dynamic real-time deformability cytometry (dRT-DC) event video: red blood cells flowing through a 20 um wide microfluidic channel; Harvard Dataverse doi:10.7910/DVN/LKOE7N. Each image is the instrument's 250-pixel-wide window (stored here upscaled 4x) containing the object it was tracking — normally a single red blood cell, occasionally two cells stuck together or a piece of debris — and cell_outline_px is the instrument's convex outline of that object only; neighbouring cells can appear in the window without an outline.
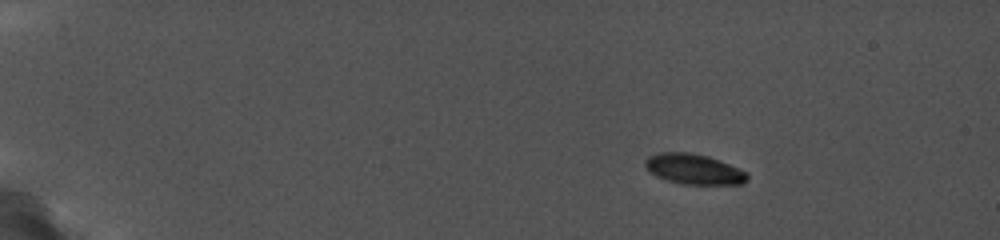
{"species": "common noctule bat (a hibernating species)", "species_latin": "Nyctalus noctula", "temperature_condition": "cold", "stored_images_in_passage": 27, "camera_frame_rate_fps": 5000, "um_per_image_px": 0.085, "animal": {"sex": "female", "body_mass_g": 19.0, "forearm_length_mm": 56.7}, "frame": {"image": 1, "passage_image": 2, "time_ms": 0.8, "image_size_px": [1000, 240], "cell_outline_px": [[748, 180], [744, 184], [680, 184], [656, 176], [644, 164], [652, 156], [664, 152], [684, 152], [704, 156], [728, 164], [748, 172]], "centroid_in_image_um": [59.04, 14.41], "position_along_channel_um": 26.0, "area_um2": 17.46}}
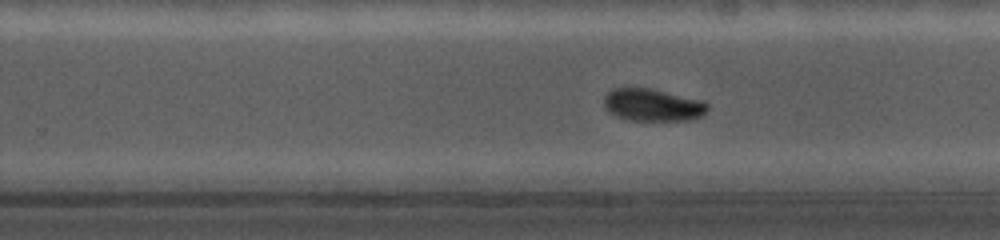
{"frame": {"image": 2, "passage_image": 20, "time_ms": 10.6, "image_size_px": [1000, 240], "cell_outline_px": [[708, 108], [704, 116], [696, 120], [624, 120], [608, 112], [604, 108], [604, 96], [608, 92], [616, 88], [644, 88], [700, 100], [708, 104]], "centroid_in_image_um": [55.46, 8.96], "position_along_channel_um": 274.3, "area_um2": 19.42}}
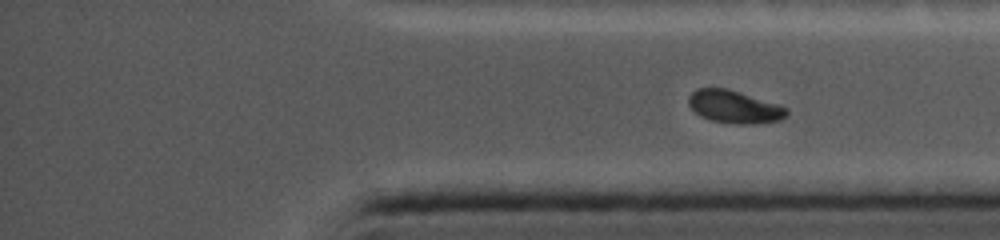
{"frame": {"image": 3, "passage_image": 27, "time_ms": 13.2, "image_size_px": [1000, 240], "cell_outline_px": [[788, 116], [780, 120], [756, 124], [732, 124], [712, 120], [700, 116], [688, 104], [688, 96], [696, 88], [728, 88], [780, 104], [788, 108]], "centroid_in_image_um": [62.45, 9.08], "position_along_channel_um": 372.7, "area_um2": 19.02}}